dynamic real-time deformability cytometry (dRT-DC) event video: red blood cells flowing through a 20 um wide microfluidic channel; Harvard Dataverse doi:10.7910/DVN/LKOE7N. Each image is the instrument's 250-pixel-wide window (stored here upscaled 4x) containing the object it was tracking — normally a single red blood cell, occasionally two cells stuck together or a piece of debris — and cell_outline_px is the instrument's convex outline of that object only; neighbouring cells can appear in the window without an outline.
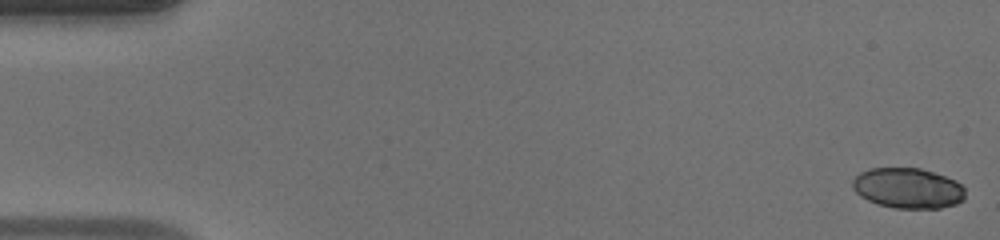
{"species": "human", "species_latin": "Homo sapiens", "temperature_condition": "warm", "stored_images_in_passage": 49, "camera_frame_rate_fps": 3000, "um_per_image_px": 0.085, "donor": {"sex": "male"}, "frame": {"image": 1, "passage_image": 1, "time_ms": 0.0, "image_size_px": [1000, 240], "cell_outline_px": [[964, 200], [956, 204], [940, 208], [896, 208], [876, 204], [860, 196], [852, 188], [852, 180], [860, 172], [868, 168], [920, 168], [956, 180], [964, 188]], "centroid_in_image_um": [77.15, 15.99], "position_along_channel_um": 7.8, "area_um2": 26.59}}
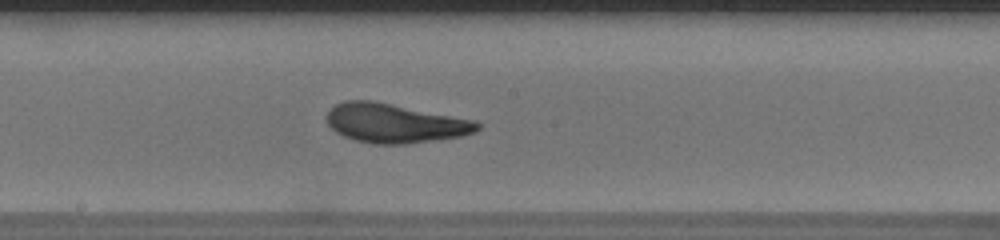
{"frame": {"image": 2, "passage_image": 27, "time_ms": 8.667, "image_size_px": [1000, 240], "cell_outline_px": [[480, 128], [476, 132], [464, 136], [404, 144], [372, 144], [356, 140], [344, 136], [336, 132], [328, 124], [324, 116], [336, 104], [344, 100], [372, 100], [476, 120], [480, 124]], "centroid_in_image_um": [33.57, 10.47], "position_along_channel_um": 214.6, "area_um2": 34.51}}
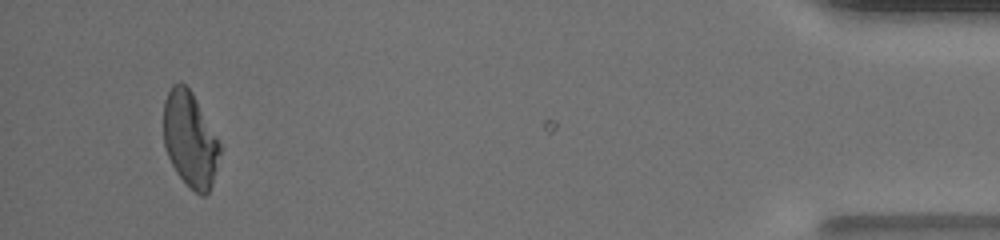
{"frame": {"image": 3, "passage_image": 47, "time_ms": 15.333, "image_size_px": [1000, 240], "cell_outline_px": [[224, 148], [212, 184], [208, 192], [204, 196], [200, 196], [176, 172], [168, 156], [164, 144], [164, 100], [172, 84], [184, 84], [192, 92]], "centroid_in_image_um": [16.2, 11.87], "position_along_channel_um": 419.0, "area_um2": 31.39}, "authors_computed_cell_mechanics": {"area_um2": 32.5992, "velocity_mm_per_s": 4.1854, "shape_relaxation_time_tau1_ms": 6.8418, "shape_relaxation_time_tau2_ms": 1.737, "deformation_change_tau1": 0.2879, "deformation_change_tau2": 0.1024}}